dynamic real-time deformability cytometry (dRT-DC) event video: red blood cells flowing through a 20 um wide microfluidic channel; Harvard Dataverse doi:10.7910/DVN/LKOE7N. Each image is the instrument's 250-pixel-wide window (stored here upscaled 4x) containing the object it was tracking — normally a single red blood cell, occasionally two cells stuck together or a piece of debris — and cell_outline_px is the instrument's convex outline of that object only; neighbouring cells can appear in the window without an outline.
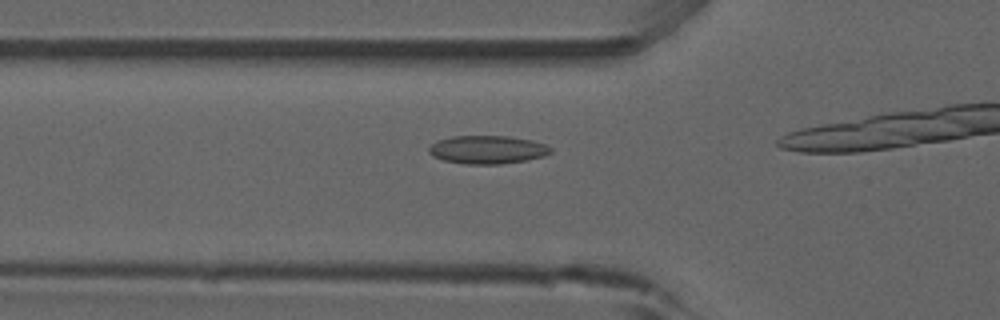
{"species": "common noctule bat (a hibernating species)", "species_latin": "Nyctalus noctula", "temperature_condition": "room temperature", "stored_images_in_passage": 10, "camera_frame_rate_fps": 3000, "um_per_image_px": 0.085, "animal": {"sex": "male", "forearm_length_mm": 52.5}, "frame": {"image": 1, "passage_image": 5, "time_ms": 1.333, "image_size_px": [1000, 320], "cell_outline_px": [[552, 152], [544, 156], [524, 160], [500, 164], [468, 164], [444, 160], [432, 156], [428, 152], [428, 148], [436, 140], [452, 136], [508, 136], [532, 140], [544, 144], [552, 148]], "centroid_in_image_um": [41.41, 12.71], "position_along_channel_um": 84.4, "area_um2": 20.0}}